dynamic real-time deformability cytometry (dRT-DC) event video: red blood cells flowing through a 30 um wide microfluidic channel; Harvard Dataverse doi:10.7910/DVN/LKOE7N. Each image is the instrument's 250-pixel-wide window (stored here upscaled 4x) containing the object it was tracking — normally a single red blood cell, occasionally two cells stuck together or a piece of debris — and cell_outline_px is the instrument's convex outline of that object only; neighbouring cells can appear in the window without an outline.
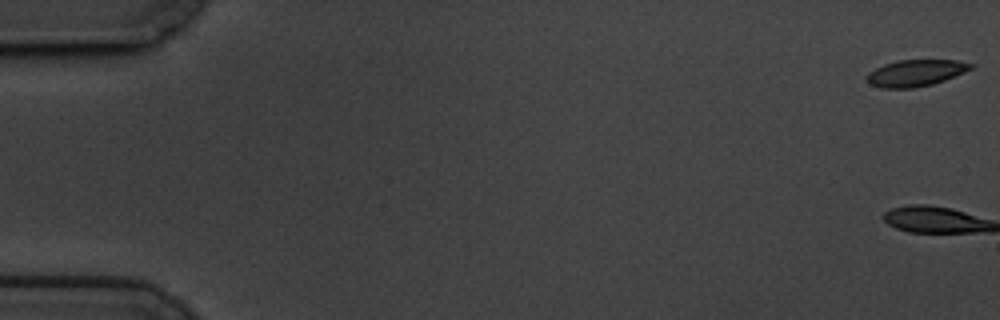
{"species": "common noctule bat (a hibernating species)", "species_latin": "Nyctalus noctula", "temperature_condition": "cold", "stored_images_in_passage": 2, "camera_frame_rate_fps": 3000, "um_per_image_px": 0.085, "animal": {"sex": "male", "body_mass_g": 19.5, "forearm_length_mm": 54.6}, "frame": {"image": 1, "passage_image": 1, "time_ms": 0.0, "image_size_px": [1000, 320], "cell_outline_px": [[976, 64], [972, 68], [964, 72], [944, 80], [932, 84], [912, 88], [880, 88], [868, 84], [864, 76], [868, 72], [884, 64], [900, 60], [956, 60]], "centroid_in_image_um": [77.78, 6.21], "position_along_channel_um": 7.2, "area_um2": 16.18}}